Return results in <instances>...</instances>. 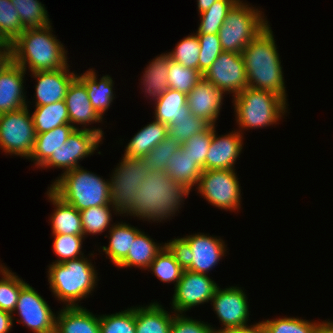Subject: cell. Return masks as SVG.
I'll return each instance as SVG.
<instances>
[{"instance_id": "55", "label": "cell", "mask_w": 333, "mask_h": 333, "mask_svg": "<svg viewBox=\"0 0 333 333\" xmlns=\"http://www.w3.org/2000/svg\"><path fill=\"white\" fill-rule=\"evenodd\" d=\"M0 47H11V44L0 33Z\"/></svg>"}, {"instance_id": "41", "label": "cell", "mask_w": 333, "mask_h": 333, "mask_svg": "<svg viewBox=\"0 0 333 333\" xmlns=\"http://www.w3.org/2000/svg\"><path fill=\"white\" fill-rule=\"evenodd\" d=\"M110 204L90 207L80 211L83 236L90 234H101L106 228L110 227L112 219Z\"/></svg>"}, {"instance_id": "49", "label": "cell", "mask_w": 333, "mask_h": 333, "mask_svg": "<svg viewBox=\"0 0 333 333\" xmlns=\"http://www.w3.org/2000/svg\"><path fill=\"white\" fill-rule=\"evenodd\" d=\"M210 324H205L203 321H197L184 317L183 314H175L170 333H214Z\"/></svg>"}, {"instance_id": "34", "label": "cell", "mask_w": 333, "mask_h": 333, "mask_svg": "<svg viewBox=\"0 0 333 333\" xmlns=\"http://www.w3.org/2000/svg\"><path fill=\"white\" fill-rule=\"evenodd\" d=\"M31 116L36 134L53 130L64 124H70L67 106L64 100L53 104L36 106Z\"/></svg>"}, {"instance_id": "7", "label": "cell", "mask_w": 333, "mask_h": 333, "mask_svg": "<svg viewBox=\"0 0 333 333\" xmlns=\"http://www.w3.org/2000/svg\"><path fill=\"white\" fill-rule=\"evenodd\" d=\"M268 25L258 9L238 0L227 13L218 32L223 52L242 53Z\"/></svg>"}, {"instance_id": "24", "label": "cell", "mask_w": 333, "mask_h": 333, "mask_svg": "<svg viewBox=\"0 0 333 333\" xmlns=\"http://www.w3.org/2000/svg\"><path fill=\"white\" fill-rule=\"evenodd\" d=\"M75 128L71 124H64L53 130L36 134L34 148L29 158L35 161L39 168L66 143Z\"/></svg>"}, {"instance_id": "29", "label": "cell", "mask_w": 333, "mask_h": 333, "mask_svg": "<svg viewBox=\"0 0 333 333\" xmlns=\"http://www.w3.org/2000/svg\"><path fill=\"white\" fill-rule=\"evenodd\" d=\"M149 269L153 271L155 276L162 282H176L174 284L175 287L184 271L180 254L171 242L167 243L156 255Z\"/></svg>"}, {"instance_id": "27", "label": "cell", "mask_w": 333, "mask_h": 333, "mask_svg": "<svg viewBox=\"0 0 333 333\" xmlns=\"http://www.w3.org/2000/svg\"><path fill=\"white\" fill-rule=\"evenodd\" d=\"M167 312L155 302L146 307H135L136 333H170L174 315Z\"/></svg>"}, {"instance_id": "52", "label": "cell", "mask_w": 333, "mask_h": 333, "mask_svg": "<svg viewBox=\"0 0 333 333\" xmlns=\"http://www.w3.org/2000/svg\"><path fill=\"white\" fill-rule=\"evenodd\" d=\"M11 60V47H0V72Z\"/></svg>"}, {"instance_id": "16", "label": "cell", "mask_w": 333, "mask_h": 333, "mask_svg": "<svg viewBox=\"0 0 333 333\" xmlns=\"http://www.w3.org/2000/svg\"><path fill=\"white\" fill-rule=\"evenodd\" d=\"M213 308L224 328H235L247 325L249 306L246 294L239 287L217 288L211 299Z\"/></svg>"}, {"instance_id": "37", "label": "cell", "mask_w": 333, "mask_h": 333, "mask_svg": "<svg viewBox=\"0 0 333 333\" xmlns=\"http://www.w3.org/2000/svg\"><path fill=\"white\" fill-rule=\"evenodd\" d=\"M0 309L13 314L21 289L27 284L21 278L0 265Z\"/></svg>"}, {"instance_id": "6", "label": "cell", "mask_w": 333, "mask_h": 333, "mask_svg": "<svg viewBox=\"0 0 333 333\" xmlns=\"http://www.w3.org/2000/svg\"><path fill=\"white\" fill-rule=\"evenodd\" d=\"M239 128H263L276 123L287 108L279 95L247 87L233 98Z\"/></svg>"}, {"instance_id": "20", "label": "cell", "mask_w": 333, "mask_h": 333, "mask_svg": "<svg viewBox=\"0 0 333 333\" xmlns=\"http://www.w3.org/2000/svg\"><path fill=\"white\" fill-rule=\"evenodd\" d=\"M242 133L239 131L217 137L215 129L206 156V170L234 169L242 150Z\"/></svg>"}, {"instance_id": "43", "label": "cell", "mask_w": 333, "mask_h": 333, "mask_svg": "<svg viewBox=\"0 0 333 333\" xmlns=\"http://www.w3.org/2000/svg\"><path fill=\"white\" fill-rule=\"evenodd\" d=\"M200 43L197 34L189 35L181 40L175 49L169 52L170 59L189 69L199 71Z\"/></svg>"}, {"instance_id": "19", "label": "cell", "mask_w": 333, "mask_h": 333, "mask_svg": "<svg viewBox=\"0 0 333 333\" xmlns=\"http://www.w3.org/2000/svg\"><path fill=\"white\" fill-rule=\"evenodd\" d=\"M24 73L26 71L12 60L0 72V114L27 106L23 94Z\"/></svg>"}, {"instance_id": "40", "label": "cell", "mask_w": 333, "mask_h": 333, "mask_svg": "<svg viewBox=\"0 0 333 333\" xmlns=\"http://www.w3.org/2000/svg\"><path fill=\"white\" fill-rule=\"evenodd\" d=\"M265 333H316L322 323L309 322L299 318H279L262 321Z\"/></svg>"}, {"instance_id": "36", "label": "cell", "mask_w": 333, "mask_h": 333, "mask_svg": "<svg viewBox=\"0 0 333 333\" xmlns=\"http://www.w3.org/2000/svg\"><path fill=\"white\" fill-rule=\"evenodd\" d=\"M238 0H217L209 9L200 13L201 23L197 35L218 34L227 13Z\"/></svg>"}, {"instance_id": "25", "label": "cell", "mask_w": 333, "mask_h": 333, "mask_svg": "<svg viewBox=\"0 0 333 333\" xmlns=\"http://www.w3.org/2000/svg\"><path fill=\"white\" fill-rule=\"evenodd\" d=\"M168 136V126L153 121L141 129L126 146L124 156L142 158Z\"/></svg>"}, {"instance_id": "35", "label": "cell", "mask_w": 333, "mask_h": 333, "mask_svg": "<svg viewBox=\"0 0 333 333\" xmlns=\"http://www.w3.org/2000/svg\"><path fill=\"white\" fill-rule=\"evenodd\" d=\"M16 8L24 29L50 25L47 10L39 0H10Z\"/></svg>"}, {"instance_id": "8", "label": "cell", "mask_w": 333, "mask_h": 333, "mask_svg": "<svg viewBox=\"0 0 333 333\" xmlns=\"http://www.w3.org/2000/svg\"><path fill=\"white\" fill-rule=\"evenodd\" d=\"M178 250L182 266L186 270L207 274L224 256L222 239L198 233L170 241Z\"/></svg>"}, {"instance_id": "11", "label": "cell", "mask_w": 333, "mask_h": 333, "mask_svg": "<svg viewBox=\"0 0 333 333\" xmlns=\"http://www.w3.org/2000/svg\"><path fill=\"white\" fill-rule=\"evenodd\" d=\"M239 186L235 169L203 170L197 189L211 205L235 211L240 208Z\"/></svg>"}, {"instance_id": "5", "label": "cell", "mask_w": 333, "mask_h": 333, "mask_svg": "<svg viewBox=\"0 0 333 333\" xmlns=\"http://www.w3.org/2000/svg\"><path fill=\"white\" fill-rule=\"evenodd\" d=\"M87 258L80 257L49 266L48 281L58 300L66 307H79L75 302L86 298L96 286L97 274Z\"/></svg>"}, {"instance_id": "48", "label": "cell", "mask_w": 333, "mask_h": 333, "mask_svg": "<svg viewBox=\"0 0 333 333\" xmlns=\"http://www.w3.org/2000/svg\"><path fill=\"white\" fill-rule=\"evenodd\" d=\"M200 43L199 72L203 75L223 52L218 34L197 35Z\"/></svg>"}, {"instance_id": "2", "label": "cell", "mask_w": 333, "mask_h": 333, "mask_svg": "<svg viewBox=\"0 0 333 333\" xmlns=\"http://www.w3.org/2000/svg\"><path fill=\"white\" fill-rule=\"evenodd\" d=\"M268 25L242 51L248 87L273 92L286 101L279 53Z\"/></svg>"}, {"instance_id": "32", "label": "cell", "mask_w": 333, "mask_h": 333, "mask_svg": "<svg viewBox=\"0 0 333 333\" xmlns=\"http://www.w3.org/2000/svg\"><path fill=\"white\" fill-rule=\"evenodd\" d=\"M163 246H158L153 240L140 232L136 238L132 241L131 249L129 250L127 256L117 265V267H140L149 268L150 264L156 257V255L164 248Z\"/></svg>"}, {"instance_id": "30", "label": "cell", "mask_w": 333, "mask_h": 333, "mask_svg": "<svg viewBox=\"0 0 333 333\" xmlns=\"http://www.w3.org/2000/svg\"><path fill=\"white\" fill-rule=\"evenodd\" d=\"M155 121L169 126L178 118L188 116L187 94L168 88L155 102Z\"/></svg>"}, {"instance_id": "23", "label": "cell", "mask_w": 333, "mask_h": 333, "mask_svg": "<svg viewBox=\"0 0 333 333\" xmlns=\"http://www.w3.org/2000/svg\"><path fill=\"white\" fill-rule=\"evenodd\" d=\"M49 200L56 207L51 215L53 234L83 235L80 212L71 204L66 203L51 189L47 192Z\"/></svg>"}, {"instance_id": "1", "label": "cell", "mask_w": 333, "mask_h": 333, "mask_svg": "<svg viewBox=\"0 0 333 333\" xmlns=\"http://www.w3.org/2000/svg\"><path fill=\"white\" fill-rule=\"evenodd\" d=\"M190 191L172 180L165 170L151 172L138 187L127 215L160 221L176 213Z\"/></svg>"}, {"instance_id": "42", "label": "cell", "mask_w": 333, "mask_h": 333, "mask_svg": "<svg viewBox=\"0 0 333 333\" xmlns=\"http://www.w3.org/2000/svg\"><path fill=\"white\" fill-rule=\"evenodd\" d=\"M100 333H136L135 308L99 317Z\"/></svg>"}, {"instance_id": "3", "label": "cell", "mask_w": 333, "mask_h": 333, "mask_svg": "<svg viewBox=\"0 0 333 333\" xmlns=\"http://www.w3.org/2000/svg\"><path fill=\"white\" fill-rule=\"evenodd\" d=\"M51 24L40 28L25 29L11 44L12 61L25 71H53L65 68L67 51L52 34ZM27 63V64H26Z\"/></svg>"}, {"instance_id": "51", "label": "cell", "mask_w": 333, "mask_h": 333, "mask_svg": "<svg viewBox=\"0 0 333 333\" xmlns=\"http://www.w3.org/2000/svg\"><path fill=\"white\" fill-rule=\"evenodd\" d=\"M12 314L0 309V333H8L13 325Z\"/></svg>"}, {"instance_id": "12", "label": "cell", "mask_w": 333, "mask_h": 333, "mask_svg": "<svg viewBox=\"0 0 333 333\" xmlns=\"http://www.w3.org/2000/svg\"><path fill=\"white\" fill-rule=\"evenodd\" d=\"M103 131L98 128L75 129L61 148L41 166L57 167L65 172L80 167L79 160L92 155L102 141Z\"/></svg>"}, {"instance_id": "14", "label": "cell", "mask_w": 333, "mask_h": 333, "mask_svg": "<svg viewBox=\"0 0 333 333\" xmlns=\"http://www.w3.org/2000/svg\"><path fill=\"white\" fill-rule=\"evenodd\" d=\"M218 287L206 274L184 269L174 290L172 307L175 313L182 314L196 305L211 301Z\"/></svg>"}, {"instance_id": "17", "label": "cell", "mask_w": 333, "mask_h": 333, "mask_svg": "<svg viewBox=\"0 0 333 333\" xmlns=\"http://www.w3.org/2000/svg\"><path fill=\"white\" fill-rule=\"evenodd\" d=\"M223 94L213 83L202 79L187 94V106L190 113L215 126L220 113Z\"/></svg>"}, {"instance_id": "44", "label": "cell", "mask_w": 333, "mask_h": 333, "mask_svg": "<svg viewBox=\"0 0 333 333\" xmlns=\"http://www.w3.org/2000/svg\"><path fill=\"white\" fill-rule=\"evenodd\" d=\"M210 124L204 119L189 114L178 118L168 126V135L175 138L180 144L186 142L193 135L206 130Z\"/></svg>"}, {"instance_id": "26", "label": "cell", "mask_w": 333, "mask_h": 333, "mask_svg": "<svg viewBox=\"0 0 333 333\" xmlns=\"http://www.w3.org/2000/svg\"><path fill=\"white\" fill-rule=\"evenodd\" d=\"M165 171L172 180L190 191L194 184H198L203 169L180 147L169 158Z\"/></svg>"}, {"instance_id": "21", "label": "cell", "mask_w": 333, "mask_h": 333, "mask_svg": "<svg viewBox=\"0 0 333 333\" xmlns=\"http://www.w3.org/2000/svg\"><path fill=\"white\" fill-rule=\"evenodd\" d=\"M64 101L67 106L70 124L75 129L80 128L75 127L73 123L86 126V123L102 121V117L90 103L86 86L77 77L69 85Z\"/></svg>"}, {"instance_id": "45", "label": "cell", "mask_w": 333, "mask_h": 333, "mask_svg": "<svg viewBox=\"0 0 333 333\" xmlns=\"http://www.w3.org/2000/svg\"><path fill=\"white\" fill-rule=\"evenodd\" d=\"M19 14L10 0H0V33L12 44L24 31Z\"/></svg>"}, {"instance_id": "18", "label": "cell", "mask_w": 333, "mask_h": 333, "mask_svg": "<svg viewBox=\"0 0 333 333\" xmlns=\"http://www.w3.org/2000/svg\"><path fill=\"white\" fill-rule=\"evenodd\" d=\"M69 66L53 71L33 72L34 78H37L36 104L42 106L53 104L64 100L71 82L77 77V74L69 72Z\"/></svg>"}, {"instance_id": "9", "label": "cell", "mask_w": 333, "mask_h": 333, "mask_svg": "<svg viewBox=\"0 0 333 333\" xmlns=\"http://www.w3.org/2000/svg\"><path fill=\"white\" fill-rule=\"evenodd\" d=\"M36 138L28 107L0 114V147L4 152L29 159Z\"/></svg>"}, {"instance_id": "46", "label": "cell", "mask_w": 333, "mask_h": 333, "mask_svg": "<svg viewBox=\"0 0 333 333\" xmlns=\"http://www.w3.org/2000/svg\"><path fill=\"white\" fill-rule=\"evenodd\" d=\"M53 250L54 253L59 257L53 263H63L68 260L78 259L83 257L81 252L82 240L85 238L83 235H72V234H53ZM82 255V256H81Z\"/></svg>"}, {"instance_id": "13", "label": "cell", "mask_w": 333, "mask_h": 333, "mask_svg": "<svg viewBox=\"0 0 333 333\" xmlns=\"http://www.w3.org/2000/svg\"><path fill=\"white\" fill-rule=\"evenodd\" d=\"M203 78L223 92L233 93L234 97L248 87L241 53L222 52L203 74Z\"/></svg>"}, {"instance_id": "50", "label": "cell", "mask_w": 333, "mask_h": 333, "mask_svg": "<svg viewBox=\"0 0 333 333\" xmlns=\"http://www.w3.org/2000/svg\"><path fill=\"white\" fill-rule=\"evenodd\" d=\"M214 333H265V329L263 323L259 322L251 326L245 325L242 327L214 330Z\"/></svg>"}, {"instance_id": "4", "label": "cell", "mask_w": 333, "mask_h": 333, "mask_svg": "<svg viewBox=\"0 0 333 333\" xmlns=\"http://www.w3.org/2000/svg\"><path fill=\"white\" fill-rule=\"evenodd\" d=\"M50 189L79 212L110 204V183L83 168L64 172Z\"/></svg>"}, {"instance_id": "38", "label": "cell", "mask_w": 333, "mask_h": 333, "mask_svg": "<svg viewBox=\"0 0 333 333\" xmlns=\"http://www.w3.org/2000/svg\"><path fill=\"white\" fill-rule=\"evenodd\" d=\"M202 77L203 75L198 70L186 68L170 59L168 88L188 94Z\"/></svg>"}, {"instance_id": "28", "label": "cell", "mask_w": 333, "mask_h": 333, "mask_svg": "<svg viewBox=\"0 0 333 333\" xmlns=\"http://www.w3.org/2000/svg\"><path fill=\"white\" fill-rule=\"evenodd\" d=\"M95 72L90 69L77 78L86 86V91L90 103L96 112L103 118V114L109 108L113 100V80L110 76L105 75L97 82Z\"/></svg>"}, {"instance_id": "39", "label": "cell", "mask_w": 333, "mask_h": 333, "mask_svg": "<svg viewBox=\"0 0 333 333\" xmlns=\"http://www.w3.org/2000/svg\"><path fill=\"white\" fill-rule=\"evenodd\" d=\"M180 147L181 144L175 138L168 135L161 143L141 159L150 172L165 170L169 158L180 149Z\"/></svg>"}, {"instance_id": "31", "label": "cell", "mask_w": 333, "mask_h": 333, "mask_svg": "<svg viewBox=\"0 0 333 333\" xmlns=\"http://www.w3.org/2000/svg\"><path fill=\"white\" fill-rule=\"evenodd\" d=\"M111 226L109 245L108 247L103 246L102 249L111 259V262L117 266L127 256L131 249L132 241L141 231L126 223H118Z\"/></svg>"}, {"instance_id": "15", "label": "cell", "mask_w": 333, "mask_h": 333, "mask_svg": "<svg viewBox=\"0 0 333 333\" xmlns=\"http://www.w3.org/2000/svg\"><path fill=\"white\" fill-rule=\"evenodd\" d=\"M15 311H18L22 319L17 322H23L34 333H55L56 315L29 284L21 289Z\"/></svg>"}, {"instance_id": "33", "label": "cell", "mask_w": 333, "mask_h": 333, "mask_svg": "<svg viewBox=\"0 0 333 333\" xmlns=\"http://www.w3.org/2000/svg\"><path fill=\"white\" fill-rule=\"evenodd\" d=\"M170 67L169 54H161L153 59L143 73V85L145 92L157 101L168 89V71Z\"/></svg>"}, {"instance_id": "47", "label": "cell", "mask_w": 333, "mask_h": 333, "mask_svg": "<svg viewBox=\"0 0 333 333\" xmlns=\"http://www.w3.org/2000/svg\"><path fill=\"white\" fill-rule=\"evenodd\" d=\"M215 126L210 125L206 130L193 135L181 147L203 169L206 170V156L212 140Z\"/></svg>"}, {"instance_id": "53", "label": "cell", "mask_w": 333, "mask_h": 333, "mask_svg": "<svg viewBox=\"0 0 333 333\" xmlns=\"http://www.w3.org/2000/svg\"><path fill=\"white\" fill-rule=\"evenodd\" d=\"M217 0H197V6L199 13L205 12L209 9Z\"/></svg>"}, {"instance_id": "54", "label": "cell", "mask_w": 333, "mask_h": 333, "mask_svg": "<svg viewBox=\"0 0 333 333\" xmlns=\"http://www.w3.org/2000/svg\"><path fill=\"white\" fill-rule=\"evenodd\" d=\"M316 333H333V322H323V325L318 329Z\"/></svg>"}, {"instance_id": "10", "label": "cell", "mask_w": 333, "mask_h": 333, "mask_svg": "<svg viewBox=\"0 0 333 333\" xmlns=\"http://www.w3.org/2000/svg\"><path fill=\"white\" fill-rule=\"evenodd\" d=\"M118 165L109 181L110 205H112L113 211L124 214L135 199L140 183L151 172L145 167L141 158L124 156Z\"/></svg>"}, {"instance_id": "22", "label": "cell", "mask_w": 333, "mask_h": 333, "mask_svg": "<svg viewBox=\"0 0 333 333\" xmlns=\"http://www.w3.org/2000/svg\"><path fill=\"white\" fill-rule=\"evenodd\" d=\"M64 308L56 317L55 333H100L99 317L92 312L81 306Z\"/></svg>"}]
</instances>
